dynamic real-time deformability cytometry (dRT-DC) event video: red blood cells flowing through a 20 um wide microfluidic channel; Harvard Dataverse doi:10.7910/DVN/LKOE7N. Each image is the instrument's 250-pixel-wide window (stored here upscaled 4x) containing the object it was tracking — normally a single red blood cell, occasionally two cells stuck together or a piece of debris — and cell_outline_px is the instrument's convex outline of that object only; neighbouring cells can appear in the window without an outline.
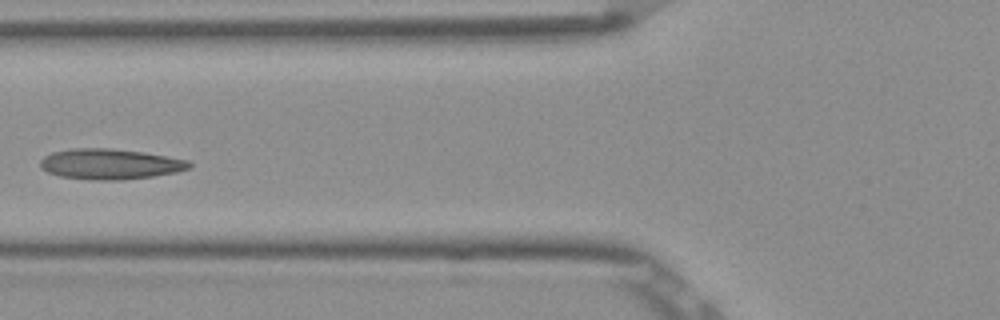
{"species": "Egyptian fruit bat (a non-hibernating species)", "species_latin": "Rousettus aegyptiacus", "temperature_condition": "room temperature", "stored_images_in_passage": 5, "camera_frame_rate_fps": 3000, "um_per_image_px": 0.085, "frame": {"image": 1, "passage_image": 5, "time_ms": 1.333, "image_size_px": [1000, 320], "cell_outline_px": [[192, 168], [176, 172], [152, 176], [120, 180], [88, 180], [60, 176], [48, 172], [40, 168], [40, 160], [44, 156], [52, 152], [72, 148], [112, 148], [144, 152], [188, 160], [192, 164]], "centroid_in_image_um": [9.34, 13.94], "position_along_channel_um": 116.5, "area_um2": 26.65}}